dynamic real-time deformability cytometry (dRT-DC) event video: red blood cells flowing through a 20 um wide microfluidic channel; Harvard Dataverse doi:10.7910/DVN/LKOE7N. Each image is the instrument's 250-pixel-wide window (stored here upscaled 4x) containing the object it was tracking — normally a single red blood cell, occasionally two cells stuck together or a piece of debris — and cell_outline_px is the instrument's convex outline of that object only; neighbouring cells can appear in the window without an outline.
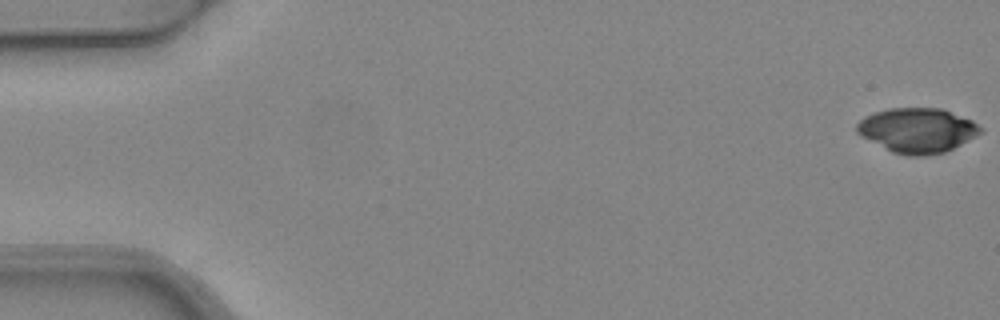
{"species": "common noctule bat (a hibernating species)", "species_latin": "Nyctalus noctula", "temperature_condition": "warm", "stored_images_in_passage": 5, "camera_frame_rate_fps": 3000, "um_per_image_px": 0.085, "animal": {"sex": "female", "body_mass_g": 24.6, "forearm_length_mm": 56.2}, "frame": {"image": 1, "passage_image": 1, "time_ms": 0.0, "image_size_px": [1000, 320], "cell_outline_px": [[984, 132], [944, 152], [924, 156], [908, 156], [892, 152], [860, 136], [856, 132], [856, 124], [864, 116], [888, 108], [940, 108], [972, 120], [984, 128]], "centroid_in_image_um": [77.97, 11.08], "position_along_channel_um": 7.0, "area_um2": 32.25}}